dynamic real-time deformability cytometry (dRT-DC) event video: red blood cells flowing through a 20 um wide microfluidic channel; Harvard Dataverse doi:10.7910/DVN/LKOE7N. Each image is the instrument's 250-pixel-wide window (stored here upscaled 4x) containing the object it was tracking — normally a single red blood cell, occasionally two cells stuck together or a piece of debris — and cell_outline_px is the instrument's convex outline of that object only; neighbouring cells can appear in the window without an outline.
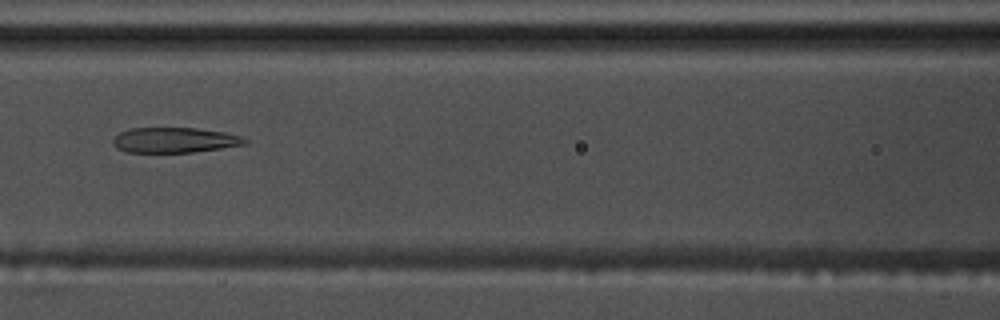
{"species": "common noctule bat (a hibernating species)", "species_latin": "Nyctalus noctula", "temperature_condition": "warm", "stored_images_in_passage": 55, "camera_frame_rate_fps": 3000, "um_per_image_px": 0.085, "animal": {"sex": "male", "body_mass_g": 17.5, "forearm_length_mm": 52.3}, "frame": {"image": 1, "passage_image": 25, "time_ms": 8.0, "image_size_px": [1000, 320], "cell_outline_px": [[248, 144], [192, 152], [128, 152], [116, 148], [112, 144], [112, 140], [120, 132], [128, 128], [196, 128], [224, 132], [244, 136], [248, 140]], "centroid_in_image_um": [14.85, 11.9], "position_along_channel_um": 151.7, "area_um2": 19.48}}
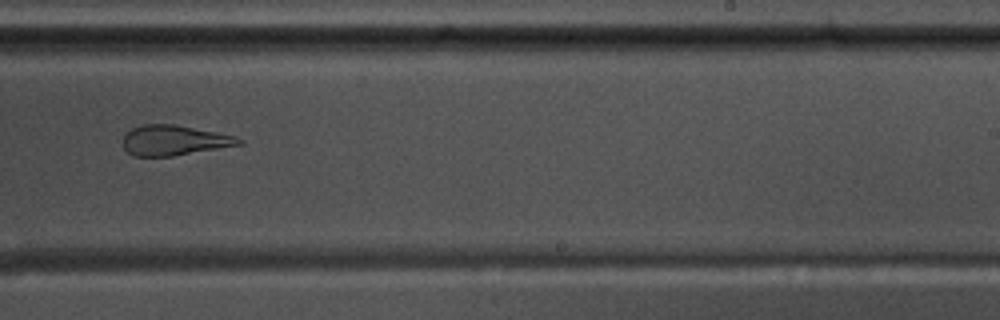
{"frame": {"image": 2, "passage_image": 35, "time_ms": 11.333, "image_size_px": [1000, 320], "cell_outline_px": [[244, 144], [172, 156], [132, 156], [124, 148], [124, 136], [132, 128], [140, 124], [176, 124], [236, 136], [244, 140]], "centroid_in_image_um": [14.82, 11.92], "position_along_channel_um": 274.2, "area_um2": 20.4}}
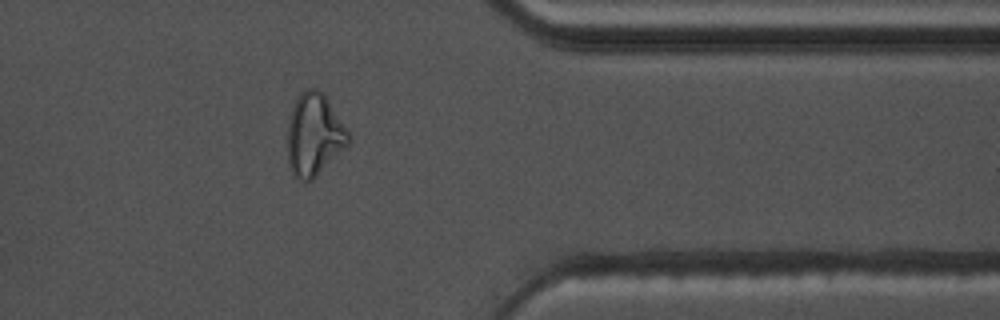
{"frame": {"image": 3, "passage_image": 45, "time_ms": 14.667, "image_size_px": [1000, 320], "cell_outline_px": [[352, 140], [312, 180], [304, 184], [292, 172], [288, 164], [288, 120], [292, 108], [300, 92], [308, 88], [320, 88], [324, 92], [352, 136]], "centroid_in_image_um": [26.72, 11.43], "position_along_channel_um": 384.7, "area_um2": 29.48}, "authors_computed_cell_mechanics": {"area_um2": 25.6054, "velocity_mm_per_s": 3.6896, "shape_relaxation_time_tau1_ms": null, "shape_relaxation_time_tau2_ms": 1.6826, "deformation_change_tau1": null, "deformation_change_tau2": 0.1156}}